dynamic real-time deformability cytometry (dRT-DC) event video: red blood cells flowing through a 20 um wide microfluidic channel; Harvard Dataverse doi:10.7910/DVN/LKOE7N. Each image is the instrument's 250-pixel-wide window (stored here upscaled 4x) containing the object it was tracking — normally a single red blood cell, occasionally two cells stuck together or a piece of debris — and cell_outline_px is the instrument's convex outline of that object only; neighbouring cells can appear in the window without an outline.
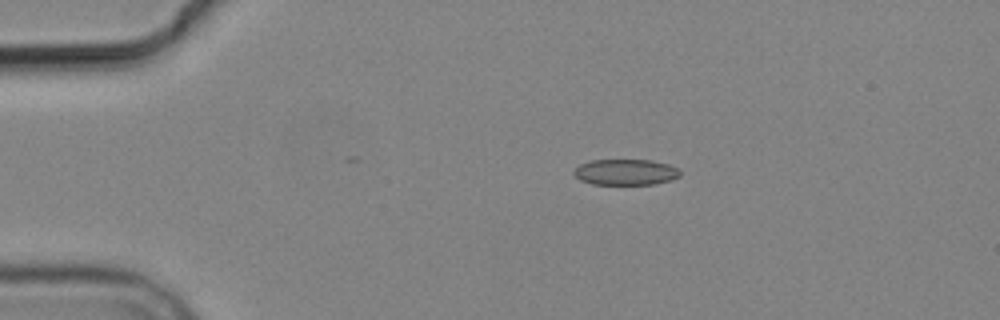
{"species": "common noctule bat (a hibernating species)", "species_latin": "Nyctalus noctula", "temperature_condition": "cold", "stored_images_in_passage": 4, "camera_frame_rate_fps": 3000, "um_per_image_px": 0.085, "animal": {"sex": "male", "body_mass_g": 19.2, "forearm_length_mm": 51.8}, "frame": {"image": 1, "passage_image": 2, "time_ms": 1.333, "image_size_px": [1000, 320], "cell_outline_px": [[680, 176], [672, 180], [656, 184], [592, 184], [580, 180], [572, 172], [580, 164], [592, 160], [652, 160], [668, 164], [680, 168]], "centroid_in_image_um": [53.21, 14.63], "position_along_channel_um": 31.8, "area_um2": 16.13}}
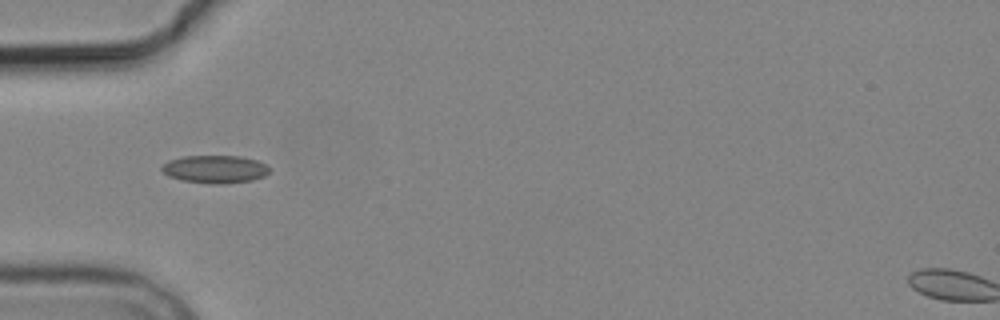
{"frame": {"image": 2, "passage_image": 4, "time_ms": 3.667, "image_size_px": [1000, 320], "cell_outline_px": [[272, 168], [264, 176], [252, 180], [224, 184], [212, 184], [180, 180], [168, 176], [160, 168], [168, 160], [184, 156], [240, 156], [256, 160], [268, 164]], "centroid_in_image_um": [18.3, 14.38], "position_along_channel_um": 66.7, "area_um2": 17.63}}